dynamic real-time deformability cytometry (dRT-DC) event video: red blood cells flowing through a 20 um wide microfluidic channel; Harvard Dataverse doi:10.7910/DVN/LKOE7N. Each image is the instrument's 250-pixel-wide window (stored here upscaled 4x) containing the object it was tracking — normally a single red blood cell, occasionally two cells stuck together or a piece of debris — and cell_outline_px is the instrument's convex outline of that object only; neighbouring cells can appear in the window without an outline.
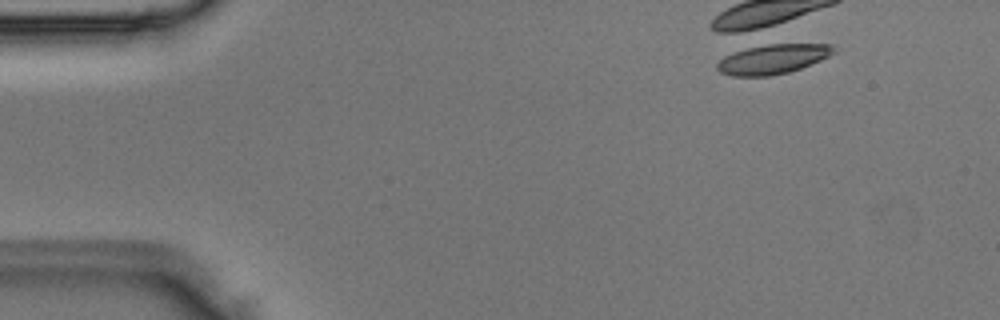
{"species": "Egyptian fruit bat (a non-hibernating species)", "species_latin": "Rousettus aegyptiacus", "temperature_condition": "room temperature", "stored_images_in_passage": 4, "camera_frame_rate_fps": 3000, "um_per_image_px": 0.085, "animal": {"sex": "male"}, "frame": {"image": 1, "passage_image": 2, "time_ms": 0.333, "image_size_px": [1000, 320], "cell_outline_px": [[836, 52], [820, 60], [800, 68], [788, 72], [768, 76], [732, 76], [720, 72], [716, 68], [716, 64], [724, 56], [740, 48], [756, 44], [776, 40], [832, 44]], "centroid_in_image_um": [65.69, 4.93], "position_along_channel_um": 19.3, "area_um2": 21.44}}